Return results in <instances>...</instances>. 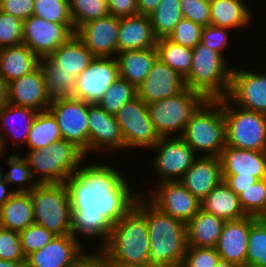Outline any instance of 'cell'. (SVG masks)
Here are the masks:
<instances>
[{"mask_svg": "<svg viewBox=\"0 0 266 267\" xmlns=\"http://www.w3.org/2000/svg\"><path fill=\"white\" fill-rule=\"evenodd\" d=\"M72 212L71 235L101 237L103 247L112 225L127 214L140 196L131 194L123 174L104 164L79 167L66 181Z\"/></svg>", "mask_w": 266, "mask_h": 267, "instance_id": "obj_1", "label": "cell"}, {"mask_svg": "<svg viewBox=\"0 0 266 267\" xmlns=\"http://www.w3.org/2000/svg\"><path fill=\"white\" fill-rule=\"evenodd\" d=\"M145 199L140 193L135 207L146 217L148 225L149 266L176 267L182 265L187 249L186 224L160 211L150 202L151 199Z\"/></svg>", "mask_w": 266, "mask_h": 267, "instance_id": "obj_2", "label": "cell"}, {"mask_svg": "<svg viewBox=\"0 0 266 267\" xmlns=\"http://www.w3.org/2000/svg\"><path fill=\"white\" fill-rule=\"evenodd\" d=\"M149 244L146 217L134 206L112 225L109 238L101 249L111 266H149Z\"/></svg>", "mask_w": 266, "mask_h": 267, "instance_id": "obj_3", "label": "cell"}, {"mask_svg": "<svg viewBox=\"0 0 266 267\" xmlns=\"http://www.w3.org/2000/svg\"><path fill=\"white\" fill-rule=\"evenodd\" d=\"M224 57L198 43L192 49V64L188 76L184 79L185 86L200 93L206 100L227 97L232 68L227 67Z\"/></svg>", "mask_w": 266, "mask_h": 267, "instance_id": "obj_4", "label": "cell"}, {"mask_svg": "<svg viewBox=\"0 0 266 267\" xmlns=\"http://www.w3.org/2000/svg\"><path fill=\"white\" fill-rule=\"evenodd\" d=\"M181 138L202 156H220L226 146V123L223 98L205 100L192 114Z\"/></svg>", "mask_w": 266, "mask_h": 267, "instance_id": "obj_5", "label": "cell"}, {"mask_svg": "<svg viewBox=\"0 0 266 267\" xmlns=\"http://www.w3.org/2000/svg\"><path fill=\"white\" fill-rule=\"evenodd\" d=\"M84 152L74 143L62 139L41 149L32 150L24 157L39 183H65L80 167Z\"/></svg>", "mask_w": 266, "mask_h": 267, "instance_id": "obj_6", "label": "cell"}, {"mask_svg": "<svg viewBox=\"0 0 266 267\" xmlns=\"http://www.w3.org/2000/svg\"><path fill=\"white\" fill-rule=\"evenodd\" d=\"M29 194L35 224L56 236L71 234V203L65 183H39Z\"/></svg>", "mask_w": 266, "mask_h": 267, "instance_id": "obj_7", "label": "cell"}, {"mask_svg": "<svg viewBox=\"0 0 266 267\" xmlns=\"http://www.w3.org/2000/svg\"><path fill=\"white\" fill-rule=\"evenodd\" d=\"M223 98L226 123V145L251 151L266 152V114L235 107Z\"/></svg>", "mask_w": 266, "mask_h": 267, "instance_id": "obj_8", "label": "cell"}, {"mask_svg": "<svg viewBox=\"0 0 266 267\" xmlns=\"http://www.w3.org/2000/svg\"><path fill=\"white\" fill-rule=\"evenodd\" d=\"M206 99L198 92L185 88L177 95L148 104L150 118L160 137L177 132L181 137L192 114Z\"/></svg>", "mask_w": 266, "mask_h": 267, "instance_id": "obj_9", "label": "cell"}, {"mask_svg": "<svg viewBox=\"0 0 266 267\" xmlns=\"http://www.w3.org/2000/svg\"><path fill=\"white\" fill-rule=\"evenodd\" d=\"M89 103L74 97L51 99L49 110L55 116L62 138L89 152Z\"/></svg>", "mask_w": 266, "mask_h": 267, "instance_id": "obj_10", "label": "cell"}, {"mask_svg": "<svg viewBox=\"0 0 266 267\" xmlns=\"http://www.w3.org/2000/svg\"><path fill=\"white\" fill-rule=\"evenodd\" d=\"M125 148H152L160 139L150 118L148 106L138 97L127 102L115 115Z\"/></svg>", "mask_w": 266, "mask_h": 267, "instance_id": "obj_11", "label": "cell"}, {"mask_svg": "<svg viewBox=\"0 0 266 267\" xmlns=\"http://www.w3.org/2000/svg\"><path fill=\"white\" fill-rule=\"evenodd\" d=\"M22 44L39 59L50 56L61 44L75 34L73 24H57L37 16L23 21Z\"/></svg>", "mask_w": 266, "mask_h": 267, "instance_id": "obj_12", "label": "cell"}, {"mask_svg": "<svg viewBox=\"0 0 266 267\" xmlns=\"http://www.w3.org/2000/svg\"><path fill=\"white\" fill-rule=\"evenodd\" d=\"M158 150L153 165L164 181H179L198 158L193 149L181 138L160 137L151 148Z\"/></svg>", "mask_w": 266, "mask_h": 267, "instance_id": "obj_13", "label": "cell"}, {"mask_svg": "<svg viewBox=\"0 0 266 267\" xmlns=\"http://www.w3.org/2000/svg\"><path fill=\"white\" fill-rule=\"evenodd\" d=\"M77 78L75 98L98 104L108 88L119 78L116 57H94Z\"/></svg>", "mask_w": 266, "mask_h": 267, "instance_id": "obj_14", "label": "cell"}, {"mask_svg": "<svg viewBox=\"0 0 266 267\" xmlns=\"http://www.w3.org/2000/svg\"><path fill=\"white\" fill-rule=\"evenodd\" d=\"M151 203L160 211L187 224L200 210L201 201L180 181L160 182Z\"/></svg>", "mask_w": 266, "mask_h": 267, "instance_id": "obj_15", "label": "cell"}, {"mask_svg": "<svg viewBox=\"0 0 266 267\" xmlns=\"http://www.w3.org/2000/svg\"><path fill=\"white\" fill-rule=\"evenodd\" d=\"M227 98L237 107L266 114V74L232 69Z\"/></svg>", "mask_w": 266, "mask_h": 267, "instance_id": "obj_16", "label": "cell"}, {"mask_svg": "<svg viewBox=\"0 0 266 267\" xmlns=\"http://www.w3.org/2000/svg\"><path fill=\"white\" fill-rule=\"evenodd\" d=\"M119 28L120 18L109 14L86 22L75 34L95 57H114Z\"/></svg>", "mask_w": 266, "mask_h": 267, "instance_id": "obj_17", "label": "cell"}, {"mask_svg": "<svg viewBox=\"0 0 266 267\" xmlns=\"http://www.w3.org/2000/svg\"><path fill=\"white\" fill-rule=\"evenodd\" d=\"M185 88L184 78L157 58L136 91L137 97L148 105L161 99L173 97Z\"/></svg>", "mask_w": 266, "mask_h": 267, "instance_id": "obj_18", "label": "cell"}, {"mask_svg": "<svg viewBox=\"0 0 266 267\" xmlns=\"http://www.w3.org/2000/svg\"><path fill=\"white\" fill-rule=\"evenodd\" d=\"M7 103L30 107L38 112L49 109L51 99L46 93L45 76L40 64L32 72L7 84Z\"/></svg>", "mask_w": 266, "mask_h": 267, "instance_id": "obj_19", "label": "cell"}, {"mask_svg": "<svg viewBox=\"0 0 266 267\" xmlns=\"http://www.w3.org/2000/svg\"><path fill=\"white\" fill-rule=\"evenodd\" d=\"M256 219V217L245 216L224 223L215 246L221 259L234 263L238 267L246 264L250 226Z\"/></svg>", "mask_w": 266, "mask_h": 267, "instance_id": "obj_20", "label": "cell"}, {"mask_svg": "<svg viewBox=\"0 0 266 267\" xmlns=\"http://www.w3.org/2000/svg\"><path fill=\"white\" fill-rule=\"evenodd\" d=\"M82 243L71 234L55 236L42 249L26 257L28 267H71L83 253Z\"/></svg>", "mask_w": 266, "mask_h": 267, "instance_id": "obj_21", "label": "cell"}, {"mask_svg": "<svg viewBox=\"0 0 266 267\" xmlns=\"http://www.w3.org/2000/svg\"><path fill=\"white\" fill-rule=\"evenodd\" d=\"M89 151L125 148L124 139L115 115L107 113L97 104H89ZM106 146V147H105ZM105 147V148H104Z\"/></svg>", "mask_w": 266, "mask_h": 267, "instance_id": "obj_22", "label": "cell"}, {"mask_svg": "<svg viewBox=\"0 0 266 267\" xmlns=\"http://www.w3.org/2000/svg\"><path fill=\"white\" fill-rule=\"evenodd\" d=\"M179 181L189 192L202 201L211 190L223 181L220 158L199 155Z\"/></svg>", "mask_w": 266, "mask_h": 267, "instance_id": "obj_23", "label": "cell"}, {"mask_svg": "<svg viewBox=\"0 0 266 267\" xmlns=\"http://www.w3.org/2000/svg\"><path fill=\"white\" fill-rule=\"evenodd\" d=\"M222 175L254 176L266 178V152L236 149L225 146L220 153Z\"/></svg>", "mask_w": 266, "mask_h": 267, "instance_id": "obj_24", "label": "cell"}, {"mask_svg": "<svg viewBox=\"0 0 266 267\" xmlns=\"http://www.w3.org/2000/svg\"><path fill=\"white\" fill-rule=\"evenodd\" d=\"M156 44L157 38L154 35L149 16L136 14L120 18L117 53L152 48L156 47Z\"/></svg>", "mask_w": 266, "mask_h": 267, "instance_id": "obj_25", "label": "cell"}, {"mask_svg": "<svg viewBox=\"0 0 266 267\" xmlns=\"http://www.w3.org/2000/svg\"><path fill=\"white\" fill-rule=\"evenodd\" d=\"M46 57L55 65L56 71L69 72L77 77L89 66L95 56L77 35L73 34L50 56Z\"/></svg>", "mask_w": 266, "mask_h": 267, "instance_id": "obj_26", "label": "cell"}, {"mask_svg": "<svg viewBox=\"0 0 266 267\" xmlns=\"http://www.w3.org/2000/svg\"><path fill=\"white\" fill-rule=\"evenodd\" d=\"M117 56L119 77L137 88L152 69L158 53L156 47H152L143 50L121 51L117 53Z\"/></svg>", "mask_w": 266, "mask_h": 267, "instance_id": "obj_27", "label": "cell"}, {"mask_svg": "<svg viewBox=\"0 0 266 267\" xmlns=\"http://www.w3.org/2000/svg\"><path fill=\"white\" fill-rule=\"evenodd\" d=\"M40 59L24 44L0 48V75L8 84L32 72Z\"/></svg>", "mask_w": 266, "mask_h": 267, "instance_id": "obj_28", "label": "cell"}, {"mask_svg": "<svg viewBox=\"0 0 266 267\" xmlns=\"http://www.w3.org/2000/svg\"><path fill=\"white\" fill-rule=\"evenodd\" d=\"M225 222L201 209L186 224L187 247L215 248Z\"/></svg>", "mask_w": 266, "mask_h": 267, "instance_id": "obj_29", "label": "cell"}, {"mask_svg": "<svg viewBox=\"0 0 266 267\" xmlns=\"http://www.w3.org/2000/svg\"><path fill=\"white\" fill-rule=\"evenodd\" d=\"M201 209L225 221L237 220L247 216L242 209L238 196L224 180L201 201Z\"/></svg>", "mask_w": 266, "mask_h": 267, "instance_id": "obj_30", "label": "cell"}, {"mask_svg": "<svg viewBox=\"0 0 266 267\" xmlns=\"http://www.w3.org/2000/svg\"><path fill=\"white\" fill-rule=\"evenodd\" d=\"M34 224V212L29 192H14L0 207V227L20 232Z\"/></svg>", "mask_w": 266, "mask_h": 267, "instance_id": "obj_31", "label": "cell"}, {"mask_svg": "<svg viewBox=\"0 0 266 267\" xmlns=\"http://www.w3.org/2000/svg\"><path fill=\"white\" fill-rule=\"evenodd\" d=\"M210 24L233 29L248 26L252 15L244 0H210Z\"/></svg>", "mask_w": 266, "mask_h": 267, "instance_id": "obj_32", "label": "cell"}, {"mask_svg": "<svg viewBox=\"0 0 266 267\" xmlns=\"http://www.w3.org/2000/svg\"><path fill=\"white\" fill-rule=\"evenodd\" d=\"M37 114L38 111L33 108L5 103L0 107V124L3 125L6 133L14 137L13 139L16 140V142L13 141L14 144H18L17 142L25 144Z\"/></svg>", "mask_w": 266, "mask_h": 267, "instance_id": "obj_33", "label": "cell"}, {"mask_svg": "<svg viewBox=\"0 0 266 267\" xmlns=\"http://www.w3.org/2000/svg\"><path fill=\"white\" fill-rule=\"evenodd\" d=\"M59 139L62 135L55 116L49 109L39 111L27 138L29 151L41 150Z\"/></svg>", "mask_w": 266, "mask_h": 267, "instance_id": "obj_34", "label": "cell"}, {"mask_svg": "<svg viewBox=\"0 0 266 267\" xmlns=\"http://www.w3.org/2000/svg\"><path fill=\"white\" fill-rule=\"evenodd\" d=\"M40 66L45 76L46 93L50 99L75 98L77 78L72 73L56 71L55 65L47 57L40 58Z\"/></svg>", "mask_w": 266, "mask_h": 267, "instance_id": "obj_35", "label": "cell"}, {"mask_svg": "<svg viewBox=\"0 0 266 267\" xmlns=\"http://www.w3.org/2000/svg\"><path fill=\"white\" fill-rule=\"evenodd\" d=\"M158 58L175 70L184 79L191 69L192 49L166 38L157 39Z\"/></svg>", "mask_w": 266, "mask_h": 267, "instance_id": "obj_36", "label": "cell"}, {"mask_svg": "<svg viewBox=\"0 0 266 267\" xmlns=\"http://www.w3.org/2000/svg\"><path fill=\"white\" fill-rule=\"evenodd\" d=\"M154 35L166 38L182 19L180 0H161L155 11L149 15Z\"/></svg>", "mask_w": 266, "mask_h": 267, "instance_id": "obj_37", "label": "cell"}, {"mask_svg": "<svg viewBox=\"0 0 266 267\" xmlns=\"http://www.w3.org/2000/svg\"><path fill=\"white\" fill-rule=\"evenodd\" d=\"M74 30L88 21L109 15L108 0H68Z\"/></svg>", "mask_w": 266, "mask_h": 267, "instance_id": "obj_38", "label": "cell"}, {"mask_svg": "<svg viewBox=\"0 0 266 267\" xmlns=\"http://www.w3.org/2000/svg\"><path fill=\"white\" fill-rule=\"evenodd\" d=\"M137 97L136 87L123 78H118L105 92L97 105L107 113L116 115L127 103Z\"/></svg>", "mask_w": 266, "mask_h": 267, "instance_id": "obj_39", "label": "cell"}, {"mask_svg": "<svg viewBox=\"0 0 266 267\" xmlns=\"http://www.w3.org/2000/svg\"><path fill=\"white\" fill-rule=\"evenodd\" d=\"M246 264L266 267V218H257L250 226Z\"/></svg>", "mask_w": 266, "mask_h": 267, "instance_id": "obj_40", "label": "cell"}, {"mask_svg": "<svg viewBox=\"0 0 266 267\" xmlns=\"http://www.w3.org/2000/svg\"><path fill=\"white\" fill-rule=\"evenodd\" d=\"M238 198L247 216L266 218V178L244 189Z\"/></svg>", "mask_w": 266, "mask_h": 267, "instance_id": "obj_41", "label": "cell"}, {"mask_svg": "<svg viewBox=\"0 0 266 267\" xmlns=\"http://www.w3.org/2000/svg\"><path fill=\"white\" fill-rule=\"evenodd\" d=\"M8 165L10 170L3 175L4 181L7 185L10 183H19V187L13 190V192H30L39 184L37 180L33 181L34 177L32 171L24 156L20 157V155L18 156L17 154L10 155L8 157ZM26 183H28V185ZM24 184L27 187L24 186Z\"/></svg>", "mask_w": 266, "mask_h": 267, "instance_id": "obj_42", "label": "cell"}, {"mask_svg": "<svg viewBox=\"0 0 266 267\" xmlns=\"http://www.w3.org/2000/svg\"><path fill=\"white\" fill-rule=\"evenodd\" d=\"M33 15L57 24H73L68 0H34Z\"/></svg>", "mask_w": 266, "mask_h": 267, "instance_id": "obj_43", "label": "cell"}, {"mask_svg": "<svg viewBox=\"0 0 266 267\" xmlns=\"http://www.w3.org/2000/svg\"><path fill=\"white\" fill-rule=\"evenodd\" d=\"M21 248L25 257L42 249L56 235L38 224H32L19 232Z\"/></svg>", "mask_w": 266, "mask_h": 267, "instance_id": "obj_44", "label": "cell"}, {"mask_svg": "<svg viewBox=\"0 0 266 267\" xmlns=\"http://www.w3.org/2000/svg\"><path fill=\"white\" fill-rule=\"evenodd\" d=\"M202 28L201 25L182 18L167 38L184 47L193 49L201 42Z\"/></svg>", "mask_w": 266, "mask_h": 267, "instance_id": "obj_45", "label": "cell"}, {"mask_svg": "<svg viewBox=\"0 0 266 267\" xmlns=\"http://www.w3.org/2000/svg\"><path fill=\"white\" fill-rule=\"evenodd\" d=\"M23 21L0 11V48L22 44Z\"/></svg>", "mask_w": 266, "mask_h": 267, "instance_id": "obj_46", "label": "cell"}, {"mask_svg": "<svg viewBox=\"0 0 266 267\" xmlns=\"http://www.w3.org/2000/svg\"><path fill=\"white\" fill-rule=\"evenodd\" d=\"M0 259L7 261L26 260L22 252L19 232L0 227Z\"/></svg>", "mask_w": 266, "mask_h": 267, "instance_id": "obj_47", "label": "cell"}, {"mask_svg": "<svg viewBox=\"0 0 266 267\" xmlns=\"http://www.w3.org/2000/svg\"><path fill=\"white\" fill-rule=\"evenodd\" d=\"M221 259L215 248L187 247L183 267H215Z\"/></svg>", "mask_w": 266, "mask_h": 267, "instance_id": "obj_48", "label": "cell"}, {"mask_svg": "<svg viewBox=\"0 0 266 267\" xmlns=\"http://www.w3.org/2000/svg\"><path fill=\"white\" fill-rule=\"evenodd\" d=\"M185 19L205 27L210 25V2L208 0H180Z\"/></svg>", "mask_w": 266, "mask_h": 267, "instance_id": "obj_49", "label": "cell"}, {"mask_svg": "<svg viewBox=\"0 0 266 267\" xmlns=\"http://www.w3.org/2000/svg\"><path fill=\"white\" fill-rule=\"evenodd\" d=\"M228 30L214 25H207L202 28L201 44L209 47L210 49L220 53L222 56L223 50L228 44Z\"/></svg>", "mask_w": 266, "mask_h": 267, "instance_id": "obj_50", "label": "cell"}, {"mask_svg": "<svg viewBox=\"0 0 266 267\" xmlns=\"http://www.w3.org/2000/svg\"><path fill=\"white\" fill-rule=\"evenodd\" d=\"M0 11L24 21L33 15L34 0H1Z\"/></svg>", "mask_w": 266, "mask_h": 267, "instance_id": "obj_51", "label": "cell"}, {"mask_svg": "<svg viewBox=\"0 0 266 267\" xmlns=\"http://www.w3.org/2000/svg\"><path fill=\"white\" fill-rule=\"evenodd\" d=\"M109 14L118 18L138 14L137 0H108Z\"/></svg>", "mask_w": 266, "mask_h": 267, "instance_id": "obj_52", "label": "cell"}, {"mask_svg": "<svg viewBox=\"0 0 266 267\" xmlns=\"http://www.w3.org/2000/svg\"><path fill=\"white\" fill-rule=\"evenodd\" d=\"M92 255L82 253L71 267H112L107 259L105 252L100 249Z\"/></svg>", "mask_w": 266, "mask_h": 267, "instance_id": "obj_53", "label": "cell"}, {"mask_svg": "<svg viewBox=\"0 0 266 267\" xmlns=\"http://www.w3.org/2000/svg\"><path fill=\"white\" fill-rule=\"evenodd\" d=\"M224 182L229 186L231 190L238 196L244 189H247L254 184L258 179L252 175L240 176L235 175H222Z\"/></svg>", "mask_w": 266, "mask_h": 267, "instance_id": "obj_54", "label": "cell"}, {"mask_svg": "<svg viewBox=\"0 0 266 267\" xmlns=\"http://www.w3.org/2000/svg\"><path fill=\"white\" fill-rule=\"evenodd\" d=\"M161 0H137L138 14L151 15L158 7Z\"/></svg>", "mask_w": 266, "mask_h": 267, "instance_id": "obj_55", "label": "cell"}, {"mask_svg": "<svg viewBox=\"0 0 266 267\" xmlns=\"http://www.w3.org/2000/svg\"><path fill=\"white\" fill-rule=\"evenodd\" d=\"M5 181L0 183V207L12 196L13 190H7Z\"/></svg>", "mask_w": 266, "mask_h": 267, "instance_id": "obj_56", "label": "cell"}, {"mask_svg": "<svg viewBox=\"0 0 266 267\" xmlns=\"http://www.w3.org/2000/svg\"><path fill=\"white\" fill-rule=\"evenodd\" d=\"M7 103V84L0 75V107Z\"/></svg>", "mask_w": 266, "mask_h": 267, "instance_id": "obj_57", "label": "cell"}, {"mask_svg": "<svg viewBox=\"0 0 266 267\" xmlns=\"http://www.w3.org/2000/svg\"><path fill=\"white\" fill-rule=\"evenodd\" d=\"M0 267H28L27 261H7V260H1L0 259Z\"/></svg>", "mask_w": 266, "mask_h": 267, "instance_id": "obj_58", "label": "cell"}, {"mask_svg": "<svg viewBox=\"0 0 266 267\" xmlns=\"http://www.w3.org/2000/svg\"><path fill=\"white\" fill-rule=\"evenodd\" d=\"M215 267H238L234 263L220 259Z\"/></svg>", "mask_w": 266, "mask_h": 267, "instance_id": "obj_59", "label": "cell"}, {"mask_svg": "<svg viewBox=\"0 0 266 267\" xmlns=\"http://www.w3.org/2000/svg\"><path fill=\"white\" fill-rule=\"evenodd\" d=\"M5 139L6 138H4L3 134L0 133V156L3 155L6 150L4 147L5 145L4 143L6 142Z\"/></svg>", "mask_w": 266, "mask_h": 267, "instance_id": "obj_60", "label": "cell"}, {"mask_svg": "<svg viewBox=\"0 0 266 267\" xmlns=\"http://www.w3.org/2000/svg\"><path fill=\"white\" fill-rule=\"evenodd\" d=\"M3 181H4V176H3L2 171L0 169V183L3 182Z\"/></svg>", "mask_w": 266, "mask_h": 267, "instance_id": "obj_61", "label": "cell"}, {"mask_svg": "<svg viewBox=\"0 0 266 267\" xmlns=\"http://www.w3.org/2000/svg\"><path fill=\"white\" fill-rule=\"evenodd\" d=\"M242 267H257V266H254V265H251V264H245L244 266Z\"/></svg>", "mask_w": 266, "mask_h": 267, "instance_id": "obj_62", "label": "cell"}, {"mask_svg": "<svg viewBox=\"0 0 266 267\" xmlns=\"http://www.w3.org/2000/svg\"><path fill=\"white\" fill-rule=\"evenodd\" d=\"M112 267H118V266H112ZM132 267H151V266H132Z\"/></svg>", "mask_w": 266, "mask_h": 267, "instance_id": "obj_63", "label": "cell"}]
</instances>
